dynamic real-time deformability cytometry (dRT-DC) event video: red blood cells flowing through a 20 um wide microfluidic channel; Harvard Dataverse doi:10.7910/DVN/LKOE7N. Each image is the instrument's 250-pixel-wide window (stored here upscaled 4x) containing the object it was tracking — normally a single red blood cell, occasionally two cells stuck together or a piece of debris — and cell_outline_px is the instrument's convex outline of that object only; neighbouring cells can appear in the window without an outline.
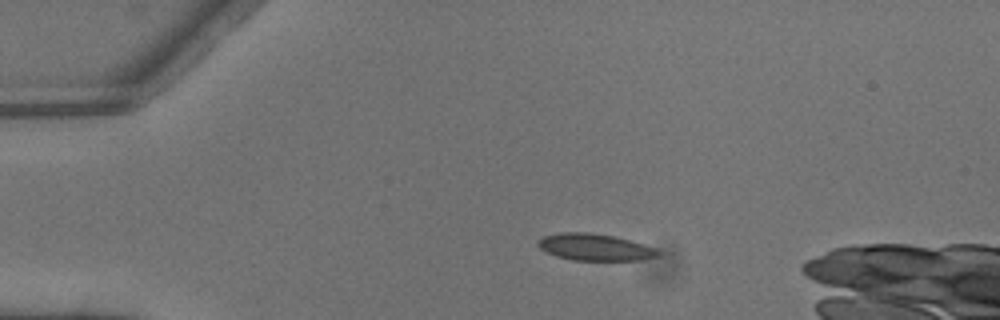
{"species": "common noctule bat (a hibernating species)", "species_latin": "Nyctalus noctula", "temperature_condition": "warm", "stored_images_in_passage": 2, "camera_frame_rate_fps": 3000, "um_per_image_px": 0.085, "animal": {"sex": "male", "body_mass_g": 13.3}, "frame": {"image": 1, "passage_image": 1, "time_ms": 0.0, "image_size_px": [1000, 320], "cell_outline_px": [[660, 256], [644, 260], [572, 260], [556, 256], [544, 252], [536, 244], [544, 236], [560, 232], [588, 232], [612, 236], [644, 244], [656, 248], [660, 252]], "centroid_in_image_um": [50.57, 21.02], "position_along_channel_um": 34.4, "area_um2": 18.79}}